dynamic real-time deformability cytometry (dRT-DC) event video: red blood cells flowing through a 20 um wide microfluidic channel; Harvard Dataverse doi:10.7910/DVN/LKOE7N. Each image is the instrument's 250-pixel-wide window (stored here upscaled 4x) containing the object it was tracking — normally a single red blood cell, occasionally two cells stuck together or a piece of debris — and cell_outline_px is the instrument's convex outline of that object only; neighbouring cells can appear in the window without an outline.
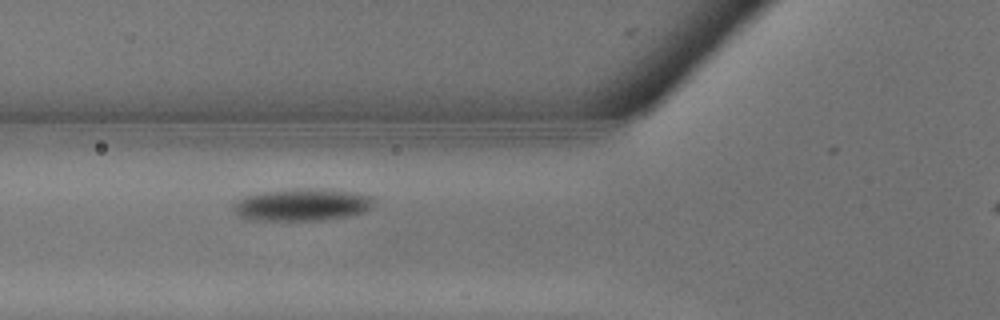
{"species": "common noctule bat (a hibernating species)", "species_latin": "Nyctalus noctula", "temperature_condition": "warm", "stored_images_in_passage": 6, "camera_frame_rate_fps": 3000, "um_per_image_px": 0.085, "animal": {"sex": "male", "body_mass_g": 13.3}, "frame": {"image": 1, "passage_image": 6, "time_ms": 1.667, "image_size_px": [1000, 320], "cell_outline_px": [[376, 204], [368, 212], [348, 216], [320, 220], [252, 220], [240, 216], [232, 208], [236, 200], [244, 196], [256, 192], [292, 188], [332, 188], [356, 192], [372, 196], [376, 200]], "centroid_in_image_um": [25.75, 17.37], "position_along_channel_um": 100.0, "area_um2": 27.28}}